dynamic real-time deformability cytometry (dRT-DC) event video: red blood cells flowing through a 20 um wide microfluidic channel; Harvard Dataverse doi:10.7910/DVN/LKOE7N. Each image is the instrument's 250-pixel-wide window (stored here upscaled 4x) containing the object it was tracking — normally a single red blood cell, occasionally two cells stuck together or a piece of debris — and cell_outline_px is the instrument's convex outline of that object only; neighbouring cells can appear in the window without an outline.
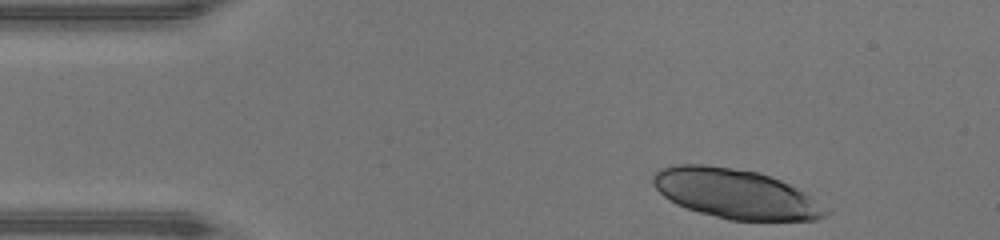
{"species": "human", "species_latin": "Homo sapiens", "temperature_condition": "warm", "stored_images_in_passage": 35, "camera_frame_rate_fps": 3000, "um_per_image_px": 0.085, "donor": {"sex": "male"}, "frame": {"image": 1, "passage_image": 1, "time_ms": 0.0, "image_size_px": [1000, 240], "cell_outline_px": [[832, 212], [816, 220], [732, 220], [700, 212], [676, 204], [664, 196], [652, 184], [652, 176], [660, 168], [680, 164], [704, 164], [756, 172], [780, 180], [804, 192]], "centroid_in_image_um": [62.5, 16.47], "position_along_channel_um": 22.5, "area_um2": 49.19}}
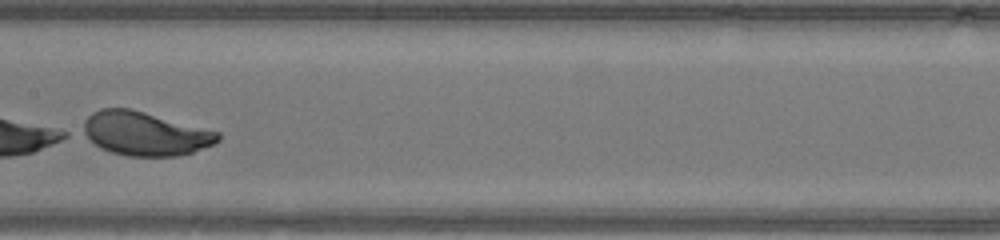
{"frame": {"image": 2, "passage_image": 19, "time_ms": 6.0, "image_size_px": [1000, 240], "cell_outline_px": [[220, 140], [212, 144], [192, 152], [176, 156], [128, 156], [112, 152], [100, 148], [76, 132], [84, 120], [92, 112], [100, 108], [132, 108], [220, 132]], "centroid_in_image_um": [12.22, 11.34], "position_along_channel_um": 195.2, "area_um2": 34.97}}